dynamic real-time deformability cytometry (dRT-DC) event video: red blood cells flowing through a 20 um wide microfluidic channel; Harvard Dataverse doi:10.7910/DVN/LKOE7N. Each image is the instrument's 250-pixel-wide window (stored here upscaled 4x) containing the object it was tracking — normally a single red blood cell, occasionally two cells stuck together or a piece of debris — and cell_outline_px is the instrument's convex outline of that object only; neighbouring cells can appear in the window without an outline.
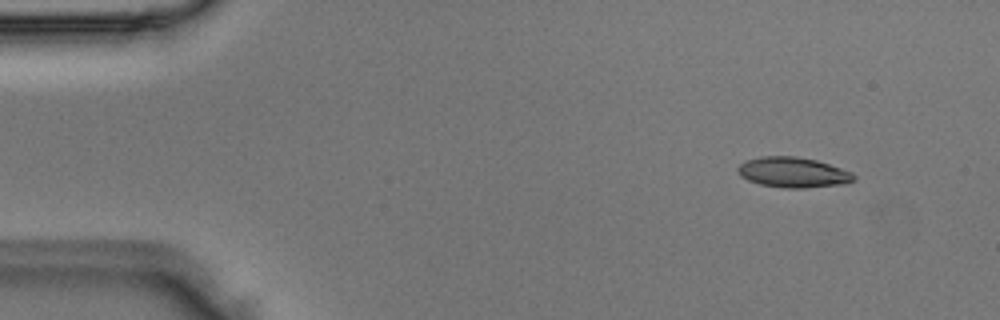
{"species": "Egyptian fruit bat (a non-hibernating species)", "species_latin": "Rousettus aegyptiacus", "temperature_condition": "room temperature", "stored_images_in_passage": 6, "camera_frame_rate_fps": 3000, "um_per_image_px": 0.085, "animal": {"sex": "male"}, "frame": {"image": 1, "passage_image": 2, "time_ms": 0.333, "image_size_px": [1000, 320], "cell_outline_px": [[856, 180], [844, 184], [804, 188], [788, 188], [760, 184], [748, 180], [740, 176], [736, 172], [736, 168], [740, 164], [748, 160], [760, 156], [796, 156], [816, 160], [852, 172], [856, 176]], "centroid_in_image_um": [67.41, 14.65], "position_along_channel_um": 17.6, "area_um2": 20.52}}
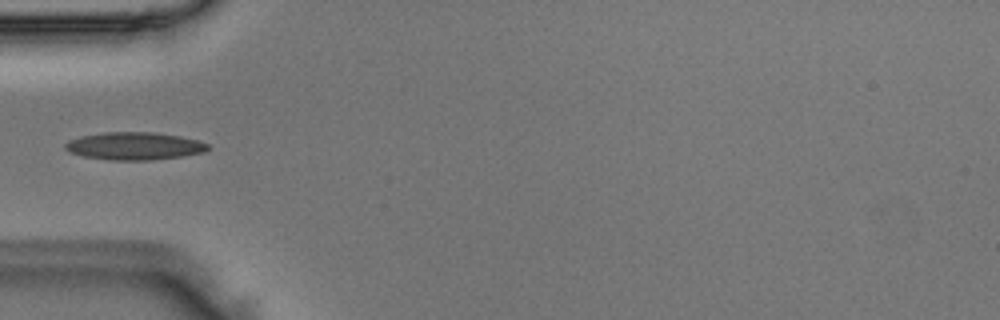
{"frame": {"image": 2, "passage_image": 5, "time_ms": 1.333, "image_size_px": [1000, 320], "cell_outline_px": [[208, 148], [204, 152], [180, 156], [152, 160], [112, 160], [84, 156], [72, 152], [64, 148], [64, 144], [68, 140], [80, 136], [104, 132], [156, 132], [180, 136], [196, 140], [208, 144]], "centroid_in_image_um": [11.4, 12.4], "position_along_channel_um": 73.6, "area_um2": 22.83}}
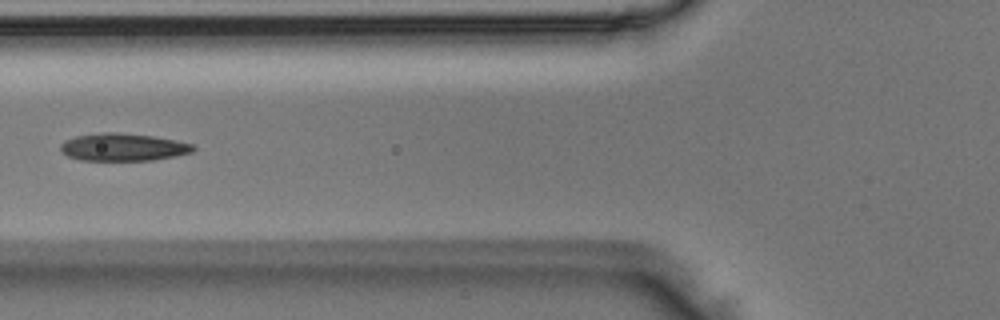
{"frame": {"image": 3, "passage_image": 6, "time_ms": 1.667, "image_size_px": [1000, 320], "cell_outline_px": [[196, 148], [192, 152], [176, 156], [152, 160], [80, 160], [68, 156], [60, 152], [60, 144], [64, 140], [76, 136], [104, 132], [116, 132], [152, 136], [176, 140], [192, 144]], "centroid_in_image_um": [10.44, 12.51], "position_along_channel_um": 115.4, "area_um2": 21.33}}